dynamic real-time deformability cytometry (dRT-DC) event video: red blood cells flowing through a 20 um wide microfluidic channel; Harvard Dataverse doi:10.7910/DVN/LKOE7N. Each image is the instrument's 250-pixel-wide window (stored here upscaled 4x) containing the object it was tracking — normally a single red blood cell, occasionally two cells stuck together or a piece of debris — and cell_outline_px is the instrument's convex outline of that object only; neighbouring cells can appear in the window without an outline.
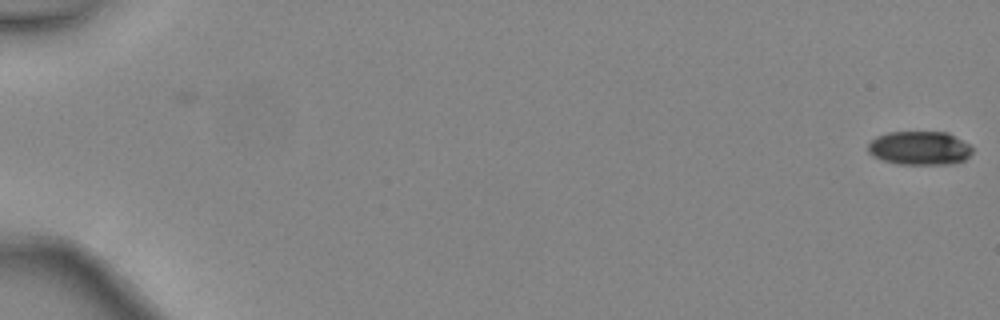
{"species": "common noctule bat (a hibernating species)", "species_latin": "Nyctalus noctula", "temperature_condition": "warm", "stored_images_in_passage": 49, "segment_of_instrument_passage": [1, 2], "camera_frame_rate_fps": 3000, "um_per_image_px": 0.085, "animal": {"sex": "female", "body_mass_g": 24.6, "forearm_length_mm": 56.2}, "frame": {"image": 1, "passage_image": 1, "time_ms": 0.0, "image_size_px": [1000, 320], "cell_outline_px": [[972, 152], [964, 160], [952, 164], [896, 164], [872, 156], [868, 152], [868, 144], [876, 136], [888, 132], [948, 132], [968, 144], [972, 148]], "centroid_in_image_um": [78.14, 12.59], "position_along_channel_um": 6.9, "area_um2": 20.52}}
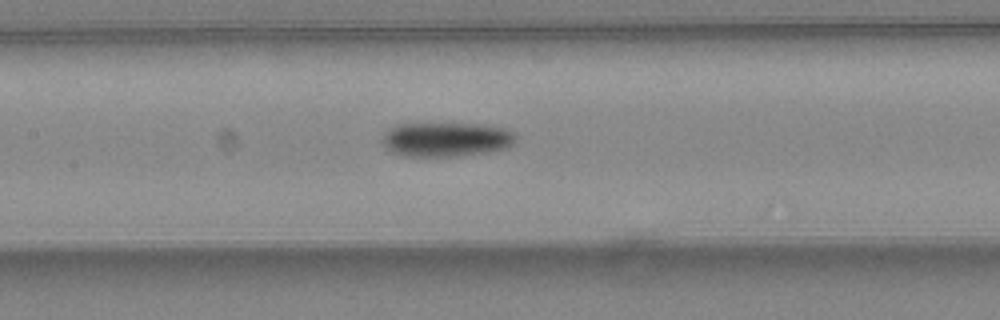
{"frame": {"image": 2, "passage_image": 25, "time_ms": 8.0, "image_size_px": [1000, 320], "cell_outline_px": [[516, 144], [508, 148], [488, 152], [460, 156], [400, 156], [384, 148], [380, 140], [396, 124], [484, 124], [508, 128], [516, 136]], "centroid_in_image_um": [37.97, 11.86], "position_along_channel_um": 169.4, "area_um2": 27.05}}
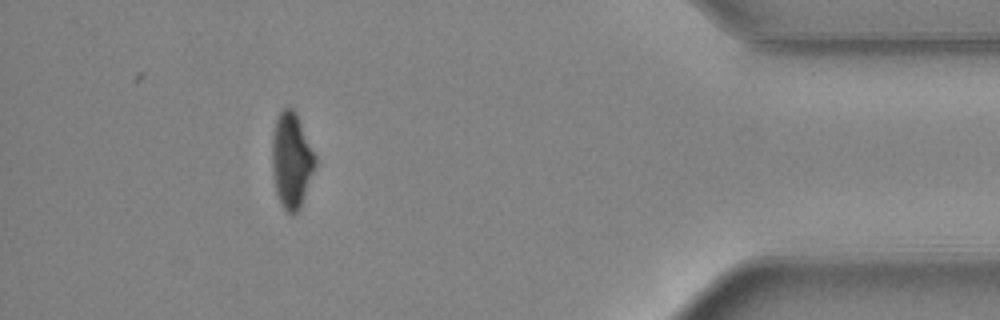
{"frame": {"image": 3, "passage_image": 44, "time_ms": 14.333, "image_size_px": [1000, 320], "cell_outline_px": [[316, 168], [300, 208], [292, 216], [284, 208], [276, 192], [272, 168], [272, 140], [276, 120], [280, 112], [284, 108], [292, 108], [296, 112], [316, 156]], "centroid_in_image_um": [24.8, 13.64], "position_along_channel_um": 410.4, "area_um2": 23.93}}